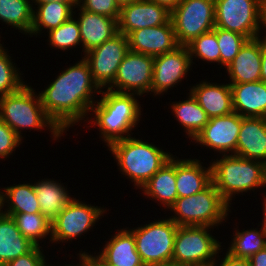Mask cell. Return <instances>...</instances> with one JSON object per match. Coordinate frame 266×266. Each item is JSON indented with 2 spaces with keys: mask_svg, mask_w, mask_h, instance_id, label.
<instances>
[{
  "mask_svg": "<svg viewBox=\"0 0 266 266\" xmlns=\"http://www.w3.org/2000/svg\"><path fill=\"white\" fill-rule=\"evenodd\" d=\"M234 155L263 162L266 165V118L242 117Z\"/></svg>",
  "mask_w": 266,
  "mask_h": 266,
  "instance_id": "cell-23",
  "label": "cell"
},
{
  "mask_svg": "<svg viewBox=\"0 0 266 266\" xmlns=\"http://www.w3.org/2000/svg\"><path fill=\"white\" fill-rule=\"evenodd\" d=\"M0 22L29 36L33 24L31 0H0Z\"/></svg>",
  "mask_w": 266,
  "mask_h": 266,
  "instance_id": "cell-32",
  "label": "cell"
},
{
  "mask_svg": "<svg viewBox=\"0 0 266 266\" xmlns=\"http://www.w3.org/2000/svg\"><path fill=\"white\" fill-rule=\"evenodd\" d=\"M12 218L22 235L33 244L36 246H40L41 244L42 247L46 245V240H49L47 243L51 244V221L42 213L14 214Z\"/></svg>",
  "mask_w": 266,
  "mask_h": 266,
  "instance_id": "cell-33",
  "label": "cell"
},
{
  "mask_svg": "<svg viewBox=\"0 0 266 266\" xmlns=\"http://www.w3.org/2000/svg\"><path fill=\"white\" fill-rule=\"evenodd\" d=\"M147 200H152L162 207L161 211L168 210L177 199L175 155H173L140 189Z\"/></svg>",
  "mask_w": 266,
  "mask_h": 266,
  "instance_id": "cell-24",
  "label": "cell"
},
{
  "mask_svg": "<svg viewBox=\"0 0 266 266\" xmlns=\"http://www.w3.org/2000/svg\"><path fill=\"white\" fill-rule=\"evenodd\" d=\"M263 192L262 194V204L261 206L263 207L262 208V215H260L262 218H261V222H259L260 226L263 228V230L266 232V191H261Z\"/></svg>",
  "mask_w": 266,
  "mask_h": 266,
  "instance_id": "cell-46",
  "label": "cell"
},
{
  "mask_svg": "<svg viewBox=\"0 0 266 266\" xmlns=\"http://www.w3.org/2000/svg\"><path fill=\"white\" fill-rule=\"evenodd\" d=\"M78 5L91 13H97L118 21L120 7L115 0H78Z\"/></svg>",
  "mask_w": 266,
  "mask_h": 266,
  "instance_id": "cell-39",
  "label": "cell"
},
{
  "mask_svg": "<svg viewBox=\"0 0 266 266\" xmlns=\"http://www.w3.org/2000/svg\"><path fill=\"white\" fill-rule=\"evenodd\" d=\"M23 141L6 123L0 119V159L8 160L15 154ZM14 152V153H13ZM8 158V159H7Z\"/></svg>",
  "mask_w": 266,
  "mask_h": 266,
  "instance_id": "cell-38",
  "label": "cell"
},
{
  "mask_svg": "<svg viewBox=\"0 0 266 266\" xmlns=\"http://www.w3.org/2000/svg\"><path fill=\"white\" fill-rule=\"evenodd\" d=\"M166 211H170L168 217L178 226H210L216 230L232 213L213 183L199 193L177 198Z\"/></svg>",
  "mask_w": 266,
  "mask_h": 266,
  "instance_id": "cell-6",
  "label": "cell"
},
{
  "mask_svg": "<svg viewBox=\"0 0 266 266\" xmlns=\"http://www.w3.org/2000/svg\"><path fill=\"white\" fill-rule=\"evenodd\" d=\"M81 199L74 197L51 221V244L53 246L62 242L60 245L63 244L65 249L64 243L71 244L70 242L73 243V240L81 239L89 231H94L92 229L109 211L104 205L103 207L95 206V204H89Z\"/></svg>",
  "mask_w": 266,
  "mask_h": 266,
  "instance_id": "cell-10",
  "label": "cell"
},
{
  "mask_svg": "<svg viewBox=\"0 0 266 266\" xmlns=\"http://www.w3.org/2000/svg\"><path fill=\"white\" fill-rule=\"evenodd\" d=\"M229 84L260 81L261 74V36L249 39L241 47L236 57L225 67Z\"/></svg>",
  "mask_w": 266,
  "mask_h": 266,
  "instance_id": "cell-21",
  "label": "cell"
},
{
  "mask_svg": "<svg viewBox=\"0 0 266 266\" xmlns=\"http://www.w3.org/2000/svg\"><path fill=\"white\" fill-rule=\"evenodd\" d=\"M186 95V100L169 102L168 109L171 110L176 122L178 121L179 127L183 128L185 138L192 141L208 123L209 117L190 92Z\"/></svg>",
  "mask_w": 266,
  "mask_h": 266,
  "instance_id": "cell-29",
  "label": "cell"
},
{
  "mask_svg": "<svg viewBox=\"0 0 266 266\" xmlns=\"http://www.w3.org/2000/svg\"><path fill=\"white\" fill-rule=\"evenodd\" d=\"M75 256H77L76 257V259L78 260V262H76L77 264H75V263H73V261H71V264H59V262H57V265L55 264V262H54V264H52L51 262H50V264H49V262L47 261L45 264H44V266H80V264H79V254L78 255H76L75 254Z\"/></svg>",
  "mask_w": 266,
  "mask_h": 266,
  "instance_id": "cell-48",
  "label": "cell"
},
{
  "mask_svg": "<svg viewBox=\"0 0 266 266\" xmlns=\"http://www.w3.org/2000/svg\"><path fill=\"white\" fill-rule=\"evenodd\" d=\"M154 57L129 51L117 70L114 82L108 90L151 96Z\"/></svg>",
  "mask_w": 266,
  "mask_h": 266,
  "instance_id": "cell-14",
  "label": "cell"
},
{
  "mask_svg": "<svg viewBox=\"0 0 266 266\" xmlns=\"http://www.w3.org/2000/svg\"><path fill=\"white\" fill-rule=\"evenodd\" d=\"M222 247L217 255V259L213 266H250L248 258H237L232 256ZM225 251V252H223ZM222 253V255H221ZM220 254V255H219ZM222 257V258H221Z\"/></svg>",
  "mask_w": 266,
  "mask_h": 266,
  "instance_id": "cell-41",
  "label": "cell"
},
{
  "mask_svg": "<svg viewBox=\"0 0 266 266\" xmlns=\"http://www.w3.org/2000/svg\"><path fill=\"white\" fill-rule=\"evenodd\" d=\"M9 52L6 45L3 44L0 47V97L18 91L27 83L23 77L24 71L17 67V63L13 61V54H9Z\"/></svg>",
  "mask_w": 266,
  "mask_h": 266,
  "instance_id": "cell-35",
  "label": "cell"
},
{
  "mask_svg": "<svg viewBox=\"0 0 266 266\" xmlns=\"http://www.w3.org/2000/svg\"><path fill=\"white\" fill-rule=\"evenodd\" d=\"M265 35H266V14H265Z\"/></svg>",
  "mask_w": 266,
  "mask_h": 266,
  "instance_id": "cell-53",
  "label": "cell"
},
{
  "mask_svg": "<svg viewBox=\"0 0 266 266\" xmlns=\"http://www.w3.org/2000/svg\"><path fill=\"white\" fill-rule=\"evenodd\" d=\"M57 72L38 94L48 117L67 135L71 127L85 124L101 89L94 82L90 66L83 57L61 73L60 70Z\"/></svg>",
  "mask_w": 266,
  "mask_h": 266,
  "instance_id": "cell-1",
  "label": "cell"
},
{
  "mask_svg": "<svg viewBox=\"0 0 266 266\" xmlns=\"http://www.w3.org/2000/svg\"><path fill=\"white\" fill-rule=\"evenodd\" d=\"M233 110L242 117L266 118V82L230 84Z\"/></svg>",
  "mask_w": 266,
  "mask_h": 266,
  "instance_id": "cell-25",
  "label": "cell"
},
{
  "mask_svg": "<svg viewBox=\"0 0 266 266\" xmlns=\"http://www.w3.org/2000/svg\"><path fill=\"white\" fill-rule=\"evenodd\" d=\"M235 223L233 235L228 247L224 248L228 253L237 258H250L258 251L266 248V232L258 223L256 228L239 230L240 224ZM260 227V228H259Z\"/></svg>",
  "mask_w": 266,
  "mask_h": 266,
  "instance_id": "cell-31",
  "label": "cell"
},
{
  "mask_svg": "<svg viewBox=\"0 0 266 266\" xmlns=\"http://www.w3.org/2000/svg\"><path fill=\"white\" fill-rule=\"evenodd\" d=\"M76 8L73 11V16L80 28L82 57L116 35L118 33V23L114 18L88 12L79 5Z\"/></svg>",
  "mask_w": 266,
  "mask_h": 266,
  "instance_id": "cell-18",
  "label": "cell"
},
{
  "mask_svg": "<svg viewBox=\"0 0 266 266\" xmlns=\"http://www.w3.org/2000/svg\"><path fill=\"white\" fill-rule=\"evenodd\" d=\"M242 116L233 112L229 115L209 118L205 127L190 141L196 146L206 147L217 155L235 154Z\"/></svg>",
  "mask_w": 266,
  "mask_h": 266,
  "instance_id": "cell-15",
  "label": "cell"
},
{
  "mask_svg": "<svg viewBox=\"0 0 266 266\" xmlns=\"http://www.w3.org/2000/svg\"><path fill=\"white\" fill-rule=\"evenodd\" d=\"M250 266H266V248L249 258Z\"/></svg>",
  "mask_w": 266,
  "mask_h": 266,
  "instance_id": "cell-44",
  "label": "cell"
},
{
  "mask_svg": "<svg viewBox=\"0 0 266 266\" xmlns=\"http://www.w3.org/2000/svg\"><path fill=\"white\" fill-rule=\"evenodd\" d=\"M81 250V251H80ZM79 253V264L80 266H110L107 265L94 251V253L88 252V250L80 249ZM87 251V252H86Z\"/></svg>",
  "mask_w": 266,
  "mask_h": 266,
  "instance_id": "cell-42",
  "label": "cell"
},
{
  "mask_svg": "<svg viewBox=\"0 0 266 266\" xmlns=\"http://www.w3.org/2000/svg\"><path fill=\"white\" fill-rule=\"evenodd\" d=\"M44 247L35 246L30 252L25 255L5 263L3 266H44L49 260L45 256ZM44 252V253H43ZM48 259V260H47Z\"/></svg>",
  "mask_w": 266,
  "mask_h": 266,
  "instance_id": "cell-40",
  "label": "cell"
},
{
  "mask_svg": "<svg viewBox=\"0 0 266 266\" xmlns=\"http://www.w3.org/2000/svg\"><path fill=\"white\" fill-rule=\"evenodd\" d=\"M213 31L216 33L217 42L220 51V67L225 68L239 53L241 47L248 40L245 36L215 27Z\"/></svg>",
  "mask_w": 266,
  "mask_h": 266,
  "instance_id": "cell-37",
  "label": "cell"
},
{
  "mask_svg": "<svg viewBox=\"0 0 266 266\" xmlns=\"http://www.w3.org/2000/svg\"><path fill=\"white\" fill-rule=\"evenodd\" d=\"M29 84L30 82L25 83L18 91L0 97V119L23 141V132L46 130L49 131L52 141L59 142L65 134L48 117L39 94Z\"/></svg>",
  "mask_w": 266,
  "mask_h": 266,
  "instance_id": "cell-5",
  "label": "cell"
},
{
  "mask_svg": "<svg viewBox=\"0 0 266 266\" xmlns=\"http://www.w3.org/2000/svg\"><path fill=\"white\" fill-rule=\"evenodd\" d=\"M214 229L210 226H178L172 261L188 266H213L219 250L225 247L212 234Z\"/></svg>",
  "mask_w": 266,
  "mask_h": 266,
  "instance_id": "cell-9",
  "label": "cell"
},
{
  "mask_svg": "<svg viewBox=\"0 0 266 266\" xmlns=\"http://www.w3.org/2000/svg\"><path fill=\"white\" fill-rule=\"evenodd\" d=\"M60 182V183H59ZM61 180L47 178L35 180L34 190L40 206V213L52 221L76 195H71L70 190ZM68 189V190H67ZM73 196V197H72Z\"/></svg>",
  "mask_w": 266,
  "mask_h": 266,
  "instance_id": "cell-26",
  "label": "cell"
},
{
  "mask_svg": "<svg viewBox=\"0 0 266 266\" xmlns=\"http://www.w3.org/2000/svg\"><path fill=\"white\" fill-rule=\"evenodd\" d=\"M165 7L168 11H172L182 0H148Z\"/></svg>",
  "mask_w": 266,
  "mask_h": 266,
  "instance_id": "cell-45",
  "label": "cell"
},
{
  "mask_svg": "<svg viewBox=\"0 0 266 266\" xmlns=\"http://www.w3.org/2000/svg\"><path fill=\"white\" fill-rule=\"evenodd\" d=\"M210 160L212 183L223 200L233 209L236 196L266 190V165L263 162L231 155H217Z\"/></svg>",
  "mask_w": 266,
  "mask_h": 266,
  "instance_id": "cell-4",
  "label": "cell"
},
{
  "mask_svg": "<svg viewBox=\"0 0 266 266\" xmlns=\"http://www.w3.org/2000/svg\"><path fill=\"white\" fill-rule=\"evenodd\" d=\"M35 246L22 235L11 216L4 213L0 215V264L27 254Z\"/></svg>",
  "mask_w": 266,
  "mask_h": 266,
  "instance_id": "cell-30",
  "label": "cell"
},
{
  "mask_svg": "<svg viewBox=\"0 0 266 266\" xmlns=\"http://www.w3.org/2000/svg\"><path fill=\"white\" fill-rule=\"evenodd\" d=\"M154 266H188V265L170 261V262H166V263H162V264H157V265H154Z\"/></svg>",
  "mask_w": 266,
  "mask_h": 266,
  "instance_id": "cell-49",
  "label": "cell"
},
{
  "mask_svg": "<svg viewBox=\"0 0 266 266\" xmlns=\"http://www.w3.org/2000/svg\"><path fill=\"white\" fill-rule=\"evenodd\" d=\"M137 226L129 230L134 235L136 250L144 265L154 266L172 261L178 225L169 217L160 216Z\"/></svg>",
  "mask_w": 266,
  "mask_h": 266,
  "instance_id": "cell-8",
  "label": "cell"
},
{
  "mask_svg": "<svg viewBox=\"0 0 266 266\" xmlns=\"http://www.w3.org/2000/svg\"><path fill=\"white\" fill-rule=\"evenodd\" d=\"M129 52L128 37L118 32L102 45L84 54L94 82L100 89H107L115 80L120 63Z\"/></svg>",
  "mask_w": 266,
  "mask_h": 266,
  "instance_id": "cell-13",
  "label": "cell"
},
{
  "mask_svg": "<svg viewBox=\"0 0 266 266\" xmlns=\"http://www.w3.org/2000/svg\"><path fill=\"white\" fill-rule=\"evenodd\" d=\"M186 46L190 53L192 65H195L196 60L199 62L200 59L204 64L205 62L208 64L216 63L220 66V51L216 33L213 30L194 38Z\"/></svg>",
  "mask_w": 266,
  "mask_h": 266,
  "instance_id": "cell-36",
  "label": "cell"
},
{
  "mask_svg": "<svg viewBox=\"0 0 266 266\" xmlns=\"http://www.w3.org/2000/svg\"><path fill=\"white\" fill-rule=\"evenodd\" d=\"M193 67L186 45H179L170 52L154 57L151 97L160 99L161 95L170 92L168 90L177 88L182 80L187 79Z\"/></svg>",
  "mask_w": 266,
  "mask_h": 266,
  "instance_id": "cell-12",
  "label": "cell"
},
{
  "mask_svg": "<svg viewBox=\"0 0 266 266\" xmlns=\"http://www.w3.org/2000/svg\"><path fill=\"white\" fill-rule=\"evenodd\" d=\"M3 213V209H2V202H1V198H0V215Z\"/></svg>",
  "mask_w": 266,
  "mask_h": 266,
  "instance_id": "cell-51",
  "label": "cell"
},
{
  "mask_svg": "<svg viewBox=\"0 0 266 266\" xmlns=\"http://www.w3.org/2000/svg\"><path fill=\"white\" fill-rule=\"evenodd\" d=\"M100 95V99L92 105L86 121L88 124L81 126L89 130L97 127L99 138L107 148L115 141L132 136L135 133L133 131H136L134 129L140 127L138 124L143 119V104H140L138 99L141 97L136 94L101 89Z\"/></svg>",
  "mask_w": 266,
  "mask_h": 266,
  "instance_id": "cell-2",
  "label": "cell"
},
{
  "mask_svg": "<svg viewBox=\"0 0 266 266\" xmlns=\"http://www.w3.org/2000/svg\"><path fill=\"white\" fill-rule=\"evenodd\" d=\"M1 33H2V31L0 32V47L4 44V42L2 41V37H1ZM2 41V42H1Z\"/></svg>",
  "mask_w": 266,
  "mask_h": 266,
  "instance_id": "cell-52",
  "label": "cell"
},
{
  "mask_svg": "<svg viewBox=\"0 0 266 266\" xmlns=\"http://www.w3.org/2000/svg\"><path fill=\"white\" fill-rule=\"evenodd\" d=\"M181 158H179V155L177 157L175 153L177 198L188 197L199 193L212 183L210 162L206 164V167L199 158Z\"/></svg>",
  "mask_w": 266,
  "mask_h": 266,
  "instance_id": "cell-20",
  "label": "cell"
},
{
  "mask_svg": "<svg viewBox=\"0 0 266 266\" xmlns=\"http://www.w3.org/2000/svg\"><path fill=\"white\" fill-rule=\"evenodd\" d=\"M170 16L171 12L165 7L148 0H138L120 7L118 32L128 36L144 27L166 24Z\"/></svg>",
  "mask_w": 266,
  "mask_h": 266,
  "instance_id": "cell-16",
  "label": "cell"
},
{
  "mask_svg": "<svg viewBox=\"0 0 266 266\" xmlns=\"http://www.w3.org/2000/svg\"><path fill=\"white\" fill-rule=\"evenodd\" d=\"M266 0H215V27L248 40L265 35Z\"/></svg>",
  "mask_w": 266,
  "mask_h": 266,
  "instance_id": "cell-7",
  "label": "cell"
},
{
  "mask_svg": "<svg viewBox=\"0 0 266 266\" xmlns=\"http://www.w3.org/2000/svg\"><path fill=\"white\" fill-rule=\"evenodd\" d=\"M129 51L156 57L179 46L171 19L156 27H144L128 36Z\"/></svg>",
  "mask_w": 266,
  "mask_h": 266,
  "instance_id": "cell-17",
  "label": "cell"
},
{
  "mask_svg": "<svg viewBox=\"0 0 266 266\" xmlns=\"http://www.w3.org/2000/svg\"><path fill=\"white\" fill-rule=\"evenodd\" d=\"M115 232L105 243H101L105 245L95 253L110 266H145L136 250L134 235L129 227L118 228Z\"/></svg>",
  "mask_w": 266,
  "mask_h": 266,
  "instance_id": "cell-22",
  "label": "cell"
},
{
  "mask_svg": "<svg viewBox=\"0 0 266 266\" xmlns=\"http://www.w3.org/2000/svg\"><path fill=\"white\" fill-rule=\"evenodd\" d=\"M210 82L207 78L191 84L189 91L209 118L229 115L234 112L232 90L228 82Z\"/></svg>",
  "mask_w": 266,
  "mask_h": 266,
  "instance_id": "cell-19",
  "label": "cell"
},
{
  "mask_svg": "<svg viewBox=\"0 0 266 266\" xmlns=\"http://www.w3.org/2000/svg\"><path fill=\"white\" fill-rule=\"evenodd\" d=\"M32 4H42V3H50V2H61V3H78V0H31Z\"/></svg>",
  "mask_w": 266,
  "mask_h": 266,
  "instance_id": "cell-47",
  "label": "cell"
},
{
  "mask_svg": "<svg viewBox=\"0 0 266 266\" xmlns=\"http://www.w3.org/2000/svg\"><path fill=\"white\" fill-rule=\"evenodd\" d=\"M170 19L179 45H187L215 28V0H182Z\"/></svg>",
  "mask_w": 266,
  "mask_h": 266,
  "instance_id": "cell-11",
  "label": "cell"
},
{
  "mask_svg": "<svg viewBox=\"0 0 266 266\" xmlns=\"http://www.w3.org/2000/svg\"><path fill=\"white\" fill-rule=\"evenodd\" d=\"M134 135L111 143L107 148L117 163L118 171L133 183V189H141L145 183L173 156L163 146L140 139Z\"/></svg>",
  "mask_w": 266,
  "mask_h": 266,
  "instance_id": "cell-3",
  "label": "cell"
},
{
  "mask_svg": "<svg viewBox=\"0 0 266 266\" xmlns=\"http://www.w3.org/2000/svg\"><path fill=\"white\" fill-rule=\"evenodd\" d=\"M115 1L119 5V7H122L124 5L130 4V3L138 1V0H115Z\"/></svg>",
  "mask_w": 266,
  "mask_h": 266,
  "instance_id": "cell-50",
  "label": "cell"
},
{
  "mask_svg": "<svg viewBox=\"0 0 266 266\" xmlns=\"http://www.w3.org/2000/svg\"><path fill=\"white\" fill-rule=\"evenodd\" d=\"M32 6L33 24L28 38H32L33 36L37 38L59 27L73 16V11L78 6V3L54 1L50 3L32 4Z\"/></svg>",
  "mask_w": 266,
  "mask_h": 266,
  "instance_id": "cell-27",
  "label": "cell"
},
{
  "mask_svg": "<svg viewBox=\"0 0 266 266\" xmlns=\"http://www.w3.org/2000/svg\"><path fill=\"white\" fill-rule=\"evenodd\" d=\"M260 80L266 82V35L261 36V74Z\"/></svg>",
  "mask_w": 266,
  "mask_h": 266,
  "instance_id": "cell-43",
  "label": "cell"
},
{
  "mask_svg": "<svg viewBox=\"0 0 266 266\" xmlns=\"http://www.w3.org/2000/svg\"><path fill=\"white\" fill-rule=\"evenodd\" d=\"M31 181V182H30ZM0 187L3 213L9 216L21 213H40V206L33 181Z\"/></svg>",
  "mask_w": 266,
  "mask_h": 266,
  "instance_id": "cell-28",
  "label": "cell"
},
{
  "mask_svg": "<svg viewBox=\"0 0 266 266\" xmlns=\"http://www.w3.org/2000/svg\"><path fill=\"white\" fill-rule=\"evenodd\" d=\"M46 35L48 36L46 42H48L47 45L51 48L50 50H60L65 54L74 48L80 47L82 50L80 28L74 16H71L59 27L47 32Z\"/></svg>",
  "mask_w": 266,
  "mask_h": 266,
  "instance_id": "cell-34",
  "label": "cell"
}]
</instances>
